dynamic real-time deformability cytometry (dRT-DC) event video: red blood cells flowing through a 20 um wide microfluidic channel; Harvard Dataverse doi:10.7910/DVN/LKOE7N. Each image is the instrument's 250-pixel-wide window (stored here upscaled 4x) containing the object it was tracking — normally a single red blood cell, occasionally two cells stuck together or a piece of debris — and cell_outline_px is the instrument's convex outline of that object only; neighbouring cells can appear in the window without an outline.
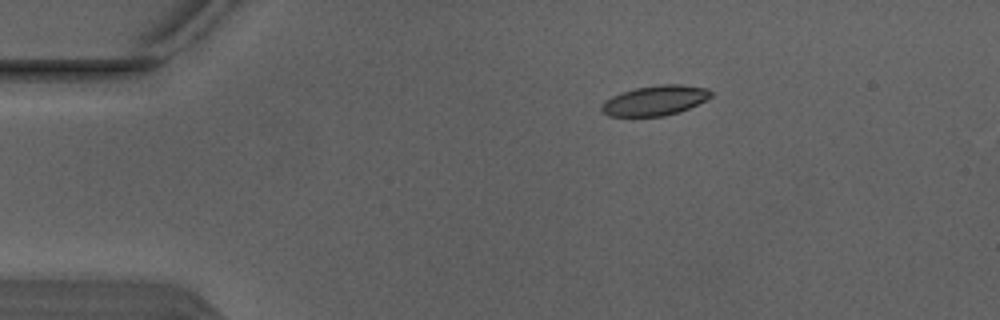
{"species": "Egyptian fruit bat (a non-hibernating species)", "species_latin": "Rousettus aegyptiacus", "temperature_condition": "warm", "stored_images_in_passage": 2, "camera_frame_rate_fps": 3000, "um_per_image_px": 0.085, "animal": {"sex": "male"}, "frame": {"image": 1, "passage_image": 2, "time_ms": 0.333, "image_size_px": [1000, 320], "cell_outline_px": [[712, 96], [680, 112], [664, 116], [608, 116], [600, 108], [600, 104], [604, 100], [620, 92], [636, 88], [660, 84], [680, 84], [708, 88], [712, 92]], "centroid_in_image_um": [55.65, 8.53], "position_along_channel_um": 29.4, "area_um2": 19.13}}